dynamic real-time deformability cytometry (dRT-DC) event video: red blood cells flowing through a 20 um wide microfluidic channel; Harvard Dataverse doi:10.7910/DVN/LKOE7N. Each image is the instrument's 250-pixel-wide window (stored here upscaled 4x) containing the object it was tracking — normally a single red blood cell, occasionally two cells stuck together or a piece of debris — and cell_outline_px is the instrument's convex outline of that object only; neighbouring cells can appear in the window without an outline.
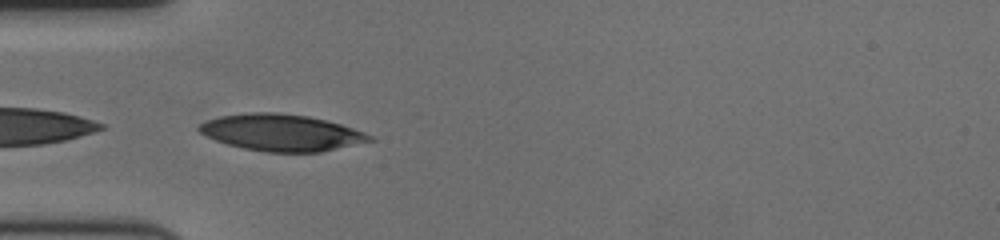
{"species": "human", "species_latin": "Homo sapiens", "temperature_condition": "cold", "stored_images_in_passage": 42, "camera_frame_rate_fps": 3000, "um_per_image_px": 0.085, "donor": {"sex": "female"}, "frame": {"image": 1, "passage_image": 1, "time_ms": 0.0, "image_size_px": [1000, 240], "cell_outline_px": [[376, 140], [320, 152], [264, 152], [244, 148], [228, 144], [216, 140], [200, 132], [196, 128], [200, 124], [208, 120], [220, 116], [252, 112], [276, 112], [308, 116], [340, 124], [364, 132], [372, 136]], "centroid_in_image_um": [23.93, 11.27], "position_along_channel_um": 61.1, "area_um2": 36.18}}
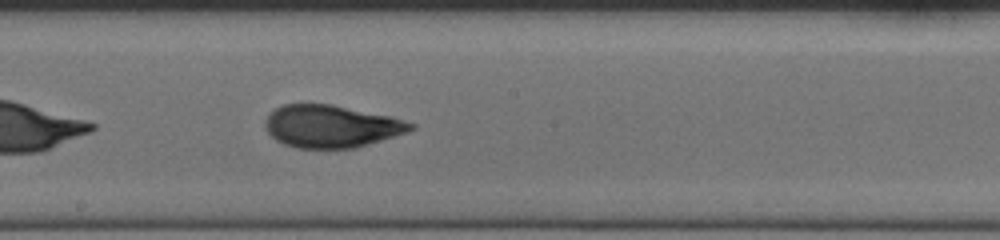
{"frame": {"image": 2, "passage_image": 15, "time_ms": 4.667, "image_size_px": [1000, 240], "cell_outline_px": [[416, 128], [408, 132], [368, 144], [352, 148], [296, 148], [284, 144], [276, 140], [264, 128], [264, 120], [276, 108], [284, 104], [332, 104], [388, 116], [416, 124]], "centroid_in_image_um": [28.14, 10.74], "position_along_channel_um": 220.1, "area_um2": 35.78}}
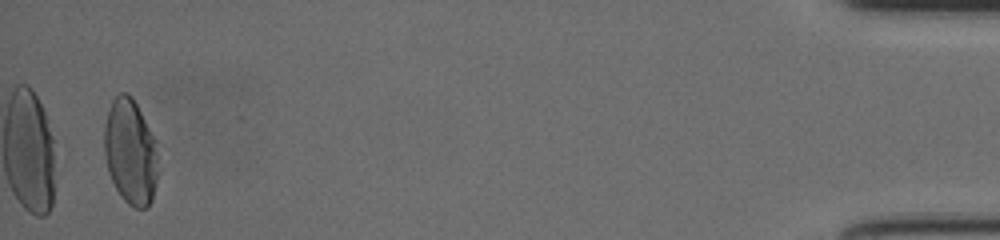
{"frame": {"image": 3, "passage_image": 40, "time_ms": 13.0, "image_size_px": [1000, 240], "cell_outline_px": [[156, 180], [152, 200], [148, 208], [136, 208], [128, 204], [120, 196], [108, 172], [104, 152], [104, 124], [112, 100], [120, 92], [128, 92], [132, 96], [156, 140]], "centroid_in_image_um": [11.07, 12.9], "position_along_channel_um": 424.1, "area_um2": 33.0}, "authors_computed_cell_mechanics": {"area_um2": 34.969, "velocity_mm_per_s": 3.4852, "shape_relaxation_time_tau1_ms": 4.4705, "shape_relaxation_time_tau2_ms": 1.3244, "deformation_change_tau1": 0.1603, "deformation_change_tau2": 0.0609}}